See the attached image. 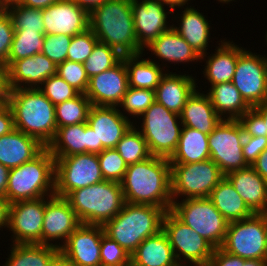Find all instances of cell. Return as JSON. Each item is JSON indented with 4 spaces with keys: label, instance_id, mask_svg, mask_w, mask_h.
<instances>
[{
    "label": "cell",
    "instance_id": "1",
    "mask_svg": "<svg viewBox=\"0 0 267 266\" xmlns=\"http://www.w3.org/2000/svg\"><path fill=\"white\" fill-rule=\"evenodd\" d=\"M121 189L126 203L172 208L171 165L168 158L151 156L128 165Z\"/></svg>",
    "mask_w": 267,
    "mask_h": 266
},
{
    "label": "cell",
    "instance_id": "26",
    "mask_svg": "<svg viewBox=\"0 0 267 266\" xmlns=\"http://www.w3.org/2000/svg\"><path fill=\"white\" fill-rule=\"evenodd\" d=\"M145 49L151 52L152 55H155L159 61H162L159 64L166 69L167 62L171 65L180 63V64H189L190 62H198L201 56L194 51V49L185 41V39L172 27L161 33L150 45ZM166 64H164V62ZM171 62V63H170ZM187 62V63H186ZM176 63V64H175Z\"/></svg>",
    "mask_w": 267,
    "mask_h": 266
},
{
    "label": "cell",
    "instance_id": "14",
    "mask_svg": "<svg viewBox=\"0 0 267 266\" xmlns=\"http://www.w3.org/2000/svg\"><path fill=\"white\" fill-rule=\"evenodd\" d=\"M253 108L267 101V57L247 48L238 56L231 81Z\"/></svg>",
    "mask_w": 267,
    "mask_h": 266
},
{
    "label": "cell",
    "instance_id": "31",
    "mask_svg": "<svg viewBox=\"0 0 267 266\" xmlns=\"http://www.w3.org/2000/svg\"><path fill=\"white\" fill-rule=\"evenodd\" d=\"M143 53L145 52L122 57L127 67L128 87L155 91L161 78L169 70L161 67L155 58L143 59V55L145 56Z\"/></svg>",
    "mask_w": 267,
    "mask_h": 266
},
{
    "label": "cell",
    "instance_id": "7",
    "mask_svg": "<svg viewBox=\"0 0 267 266\" xmlns=\"http://www.w3.org/2000/svg\"><path fill=\"white\" fill-rule=\"evenodd\" d=\"M140 117L138 126V121L134 124L146 140L151 155L169 159L180 139L183 126L180 115L155 101Z\"/></svg>",
    "mask_w": 267,
    "mask_h": 266
},
{
    "label": "cell",
    "instance_id": "36",
    "mask_svg": "<svg viewBox=\"0 0 267 266\" xmlns=\"http://www.w3.org/2000/svg\"><path fill=\"white\" fill-rule=\"evenodd\" d=\"M9 248L2 266H50L60 253L59 248L43 244H11Z\"/></svg>",
    "mask_w": 267,
    "mask_h": 266
},
{
    "label": "cell",
    "instance_id": "8",
    "mask_svg": "<svg viewBox=\"0 0 267 266\" xmlns=\"http://www.w3.org/2000/svg\"><path fill=\"white\" fill-rule=\"evenodd\" d=\"M171 211L215 249L222 246L229 222L215 208L209 198L173 201Z\"/></svg>",
    "mask_w": 267,
    "mask_h": 266
},
{
    "label": "cell",
    "instance_id": "4",
    "mask_svg": "<svg viewBox=\"0 0 267 266\" xmlns=\"http://www.w3.org/2000/svg\"><path fill=\"white\" fill-rule=\"evenodd\" d=\"M166 211L153 205L125 203L121 211L102 227L104 234L131 255L149 236L162 230Z\"/></svg>",
    "mask_w": 267,
    "mask_h": 266
},
{
    "label": "cell",
    "instance_id": "32",
    "mask_svg": "<svg viewBox=\"0 0 267 266\" xmlns=\"http://www.w3.org/2000/svg\"><path fill=\"white\" fill-rule=\"evenodd\" d=\"M206 93L222 119L238 120L251 107L232 82L211 85Z\"/></svg>",
    "mask_w": 267,
    "mask_h": 266
},
{
    "label": "cell",
    "instance_id": "52",
    "mask_svg": "<svg viewBox=\"0 0 267 266\" xmlns=\"http://www.w3.org/2000/svg\"><path fill=\"white\" fill-rule=\"evenodd\" d=\"M206 266H240V257L216 248Z\"/></svg>",
    "mask_w": 267,
    "mask_h": 266
},
{
    "label": "cell",
    "instance_id": "40",
    "mask_svg": "<svg viewBox=\"0 0 267 266\" xmlns=\"http://www.w3.org/2000/svg\"><path fill=\"white\" fill-rule=\"evenodd\" d=\"M11 16L15 31H39L45 34L42 9L11 3L4 7Z\"/></svg>",
    "mask_w": 267,
    "mask_h": 266
},
{
    "label": "cell",
    "instance_id": "23",
    "mask_svg": "<svg viewBox=\"0 0 267 266\" xmlns=\"http://www.w3.org/2000/svg\"><path fill=\"white\" fill-rule=\"evenodd\" d=\"M219 41L221 44H217L219 46H216V51L210 55L205 53L199 62L206 61L202 73L206 78L205 80L210 82V86L232 81L238 56L245 50L244 47H239L233 41L226 39Z\"/></svg>",
    "mask_w": 267,
    "mask_h": 266
},
{
    "label": "cell",
    "instance_id": "50",
    "mask_svg": "<svg viewBox=\"0 0 267 266\" xmlns=\"http://www.w3.org/2000/svg\"><path fill=\"white\" fill-rule=\"evenodd\" d=\"M238 121L243 128L245 136L266 137L264 120L254 108H250Z\"/></svg>",
    "mask_w": 267,
    "mask_h": 266
},
{
    "label": "cell",
    "instance_id": "62",
    "mask_svg": "<svg viewBox=\"0 0 267 266\" xmlns=\"http://www.w3.org/2000/svg\"><path fill=\"white\" fill-rule=\"evenodd\" d=\"M240 266H267V259L240 258Z\"/></svg>",
    "mask_w": 267,
    "mask_h": 266
},
{
    "label": "cell",
    "instance_id": "69",
    "mask_svg": "<svg viewBox=\"0 0 267 266\" xmlns=\"http://www.w3.org/2000/svg\"><path fill=\"white\" fill-rule=\"evenodd\" d=\"M266 37H265V40H266V43H267V31H266V35H265Z\"/></svg>",
    "mask_w": 267,
    "mask_h": 266
},
{
    "label": "cell",
    "instance_id": "11",
    "mask_svg": "<svg viewBox=\"0 0 267 266\" xmlns=\"http://www.w3.org/2000/svg\"><path fill=\"white\" fill-rule=\"evenodd\" d=\"M162 230L180 266L207 265L215 248L171 210L166 211L163 217Z\"/></svg>",
    "mask_w": 267,
    "mask_h": 266
},
{
    "label": "cell",
    "instance_id": "35",
    "mask_svg": "<svg viewBox=\"0 0 267 266\" xmlns=\"http://www.w3.org/2000/svg\"><path fill=\"white\" fill-rule=\"evenodd\" d=\"M47 148L53 157L87 153V122L57 128Z\"/></svg>",
    "mask_w": 267,
    "mask_h": 266
},
{
    "label": "cell",
    "instance_id": "49",
    "mask_svg": "<svg viewBox=\"0 0 267 266\" xmlns=\"http://www.w3.org/2000/svg\"><path fill=\"white\" fill-rule=\"evenodd\" d=\"M15 29L11 16L3 9L0 12V63L8 68V58Z\"/></svg>",
    "mask_w": 267,
    "mask_h": 266
},
{
    "label": "cell",
    "instance_id": "28",
    "mask_svg": "<svg viewBox=\"0 0 267 266\" xmlns=\"http://www.w3.org/2000/svg\"><path fill=\"white\" fill-rule=\"evenodd\" d=\"M181 14L174 15L172 18L178 23V26L172 23V28L176 30L185 41L196 51L200 56L207 53L209 47L210 23L202 12L197 11L194 6L184 7ZM180 15V16H179ZM180 24V25H179Z\"/></svg>",
    "mask_w": 267,
    "mask_h": 266
},
{
    "label": "cell",
    "instance_id": "43",
    "mask_svg": "<svg viewBox=\"0 0 267 266\" xmlns=\"http://www.w3.org/2000/svg\"><path fill=\"white\" fill-rule=\"evenodd\" d=\"M97 155L104 180L120 183L128 165L120 157L118 151L115 148L104 149Z\"/></svg>",
    "mask_w": 267,
    "mask_h": 266
},
{
    "label": "cell",
    "instance_id": "22",
    "mask_svg": "<svg viewBox=\"0 0 267 266\" xmlns=\"http://www.w3.org/2000/svg\"><path fill=\"white\" fill-rule=\"evenodd\" d=\"M57 74V65L43 53L14 61L7 68L9 90L38 88L46 79Z\"/></svg>",
    "mask_w": 267,
    "mask_h": 266
},
{
    "label": "cell",
    "instance_id": "53",
    "mask_svg": "<svg viewBox=\"0 0 267 266\" xmlns=\"http://www.w3.org/2000/svg\"><path fill=\"white\" fill-rule=\"evenodd\" d=\"M14 127L13 113L9 105L5 103L0 104V137L10 133Z\"/></svg>",
    "mask_w": 267,
    "mask_h": 266
},
{
    "label": "cell",
    "instance_id": "55",
    "mask_svg": "<svg viewBox=\"0 0 267 266\" xmlns=\"http://www.w3.org/2000/svg\"><path fill=\"white\" fill-rule=\"evenodd\" d=\"M8 93L7 67L0 63V104L7 101Z\"/></svg>",
    "mask_w": 267,
    "mask_h": 266
},
{
    "label": "cell",
    "instance_id": "60",
    "mask_svg": "<svg viewBox=\"0 0 267 266\" xmlns=\"http://www.w3.org/2000/svg\"><path fill=\"white\" fill-rule=\"evenodd\" d=\"M164 6H167L174 14L176 8H180L179 10H183L184 6L189 7V1L191 0H159Z\"/></svg>",
    "mask_w": 267,
    "mask_h": 266
},
{
    "label": "cell",
    "instance_id": "37",
    "mask_svg": "<svg viewBox=\"0 0 267 266\" xmlns=\"http://www.w3.org/2000/svg\"><path fill=\"white\" fill-rule=\"evenodd\" d=\"M91 106L90 100L83 93L55 105L57 128L87 122Z\"/></svg>",
    "mask_w": 267,
    "mask_h": 266
},
{
    "label": "cell",
    "instance_id": "67",
    "mask_svg": "<svg viewBox=\"0 0 267 266\" xmlns=\"http://www.w3.org/2000/svg\"><path fill=\"white\" fill-rule=\"evenodd\" d=\"M4 9V6L0 3V12Z\"/></svg>",
    "mask_w": 267,
    "mask_h": 266
},
{
    "label": "cell",
    "instance_id": "19",
    "mask_svg": "<svg viewBox=\"0 0 267 266\" xmlns=\"http://www.w3.org/2000/svg\"><path fill=\"white\" fill-rule=\"evenodd\" d=\"M127 89L128 73L122 59L113 68L89 78L85 95L93 106L118 107Z\"/></svg>",
    "mask_w": 267,
    "mask_h": 266
},
{
    "label": "cell",
    "instance_id": "16",
    "mask_svg": "<svg viewBox=\"0 0 267 266\" xmlns=\"http://www.w3.org/2000/svg\"><path fill=\"white\" fill-rule=\"evenodd\" d=\"M75 211L64 197H45L42 244L61 248L68 237L81 225ZM61 240V244L60 241ZM55 241V242H54ZM54 242V243H52Z\"/></svg>",
    "mask_w": 267,
    "mask_h": 266
},
{
    "label": "cell",
    "instance_id": "6",
    "mask_svg": "<svg viewBox=\"0 0 267 266\" xmlns=\"http://www.w3.org/2000/svg\"><path fill=\"white\" fill-rule=\"evenodd\" d=\"M64 198L82 224L92 225L113 219L126 203L121 184L109 180L73 190Z\"/></svg>",
    "mask_w": 267,
    "mask_h": 266
},
{
    "label": "cell",
    "instance_id": "12",
    "mask_svg": "<svg viewBox=\"0 0 267 266\" xmlns=\"http://www.w3.org/2000/svg\"><path fill=\"white\" fill-rule=\"evenodd\" d=\"M244 131L238 120L222 119L208 135L210 159L226 176L248 167L243 152Z\"/></svg>",
    "mask_w": 267,
    "mask_h": 266
},
{
    "label": "cell",
    "instance_id": "18",
    "mask_svg": "<svg viewBox=\"0 0 267 266\" xmlns=\"http://www.w3.org/2000/svg\"><path fill=\"white\" fill-rule=\"evenodd\" d=\"M131 7L137 42L145 51L161 33L172 27L168 22L172 11L159 0H131Z\"/></svg>",
    "mask_w": 267,
    "mask_h": 266
},
{
    "label": "cell",
    "instance_id": "58",
    "mask_svg": "<svg viewBox=\"0 0 267 266\" xmlns=\"http://www.w3.org/2000/svg\"><path fill=\"white\" fill-rule=\"evenodd\" d=\"M9 170L8 167L0 164V197L6 198Z\"/></svg>",
    "mask_w": 267,
    "mask_h": 266
},
{
    "label": "cell",
    "instance_id": "24",
    "mask_svg": "<svg viewBox=\"0 0 267 266\" xmlns=\"http://www.w3.org/2000/svg\"><path fill=\"white\" fill-rule=\"evenodd\" d=\"M166 71L155 90V101L166 109L181 114L187 99L196 90L197 79L192 74ZM197 85V86H196Z\"/></svg>",
    "mask_w": 267,
    "mask_h": 266
},
{
    "label": "cell",
    "instance_id": "20",
    "mask_svg": "<svg viewBox=\"0 0 267 266\" xmlns=\"http://www.w3.org/2000/svg\"><path fill=\"white\" fill-rule=\"evenodd\" d=\"M102 225L81 224L60 248L74 266H101Z\"/></svg>",
    "mask_w": 267,
    "mask_h": 266
},
{
    "label": "cell",
    "instance_id": "64",
    "mask_svg": "<svg viewBox=\"0 0 267 266\" xmlns=\"http://www.w3.org/2000/svg\"><path fill=\"white\" fill-rule=\"evenodd\" d=\"M50 266H74L68 259L59 253L52 261Z\"/></svg>",
    "mask_w": 267,
    "mask_h": 266
},
{
    "label": "cell",
    "instance_id": "57",
    "mask_svg": "<svg viewBox=\"0 0 267 266\" xmlns=\"http://www.w3.org/2000/svg\"><path fill=\"white\" fill-rule=\"evenodd\" d=\"M60 0H19L17 3L25 7L45 9Z\"/></svg>",
    "mask_w": 267,
    "mask_h": 266
},
{
    "label": "cell",
    "instance_id": "68",
    "mask_svg": "<svg viewBox=\"0 0 267 266\" xmlns=\"http://www.w3.org/2000/svg\"><path fill=\"white\" fill-rule=\"evenodd\" d=\"M183 266V265H182ZM188 266H206V265H188Z\"/></svg>",
    "mask_w": 267,
    "mask_h": 266
},
{
    "label": "cell",
    "instance_id": "25",
    "mask_svg": "<svg viewBox=\"0 0 267 266\" xmlns=\"http://www.w3.org/2000/svg\"><path fill=\"white\" fill-rule=\"evenodd\" d=\"M253 213H267V181L252 166L225 176Z\"/></svg>",
    "mask_w": 267,
    "mask_h": 266
},
{
    "label": "cell",
    "instance_id": "56",
    "mask_svg": "<svg viewBox=\"0 0 267 266\" xmlns=\"http://www.w3.org/2000/svg\"><path fill=\"white\" fill-rule=\"evenodd\" d=\"M10 203L5 197H0V230L8 229Z\"/></svg>",
    "mask_w": 267,
    "mask_h": 266
},
{
    "label": "cell",
    "instance_id": "29",
    "mask_svg": "<svg viewBox=\"0 0 267 266\" xmlns=\"http://www.w3.org/2000/svg\"><path fill=\"white\" fill-rule=\"evenodd\" d=\"M183 126L191 127L209 135L222 118L216 113L205 91L196 89L187 99L180 114Z\"/></svg>",
    "mask_w": 267,
    "mask_h": 266
},
{
    "label": "cell",
    "instance_id": "42",
    "mask_svg": "<svg viewBox=\"0 0 267 266\" xmlns=\"http://www.w3.org/2000/svg\"><path fill=\"white\" fill-rule=\"evenodd\" d=\"M155 102V91L151 89H140L128 87L121 104L123 115L137 117V119ZM127 113V115H125Z\"/></svg>",
    "mask_w": 267,
    "mask_h": 266
},
{
    "label": "cell",
    "instance_id": "65",
    "mask_svg": "<svg viewBox=\"0 0 267 266\" xmlns=\"http://www.w3.org/2000/svg\"><path fill=\"white\" fill-rule=\"evenodd\" d=\"M19 0H0V3L5 7L11 3H16L18 2Z\"/></svg>",
    "mask_w": 267,
    "mask_h": 266
},
{
    "label": "cell",
    "instance_id": "48",
    "mask_svg": "<svg viewBox=\"0 0 267 266\" xmlns=\"http://www.w3.org/2000/svg\"><path fill=\"white\" fill-rule=\"evenodd\" d=\"M71 40L72 36L64 34L44 35V44L41 53L58 65L67 60Z\"/></svg>",
    "mask_w": 267,
    "mask_h": 266
},
{
    "label": "cell",
    "instance_id": "27",
    "mask_svg": "<svg viewBox=\"0 0 267 266\" xmlns=\"http://www.w3.org/2000/svg\"><path fill=\"white\" fill-rule=\"evenodd\" d=\"M45 148L36 138L18 129L0 137V164L9 169L32 160Z\"/></svg>",
    "mask_w": 267,
    "mask_h": 266
},
{
    "label": "cell",
    "instance_id": "41",
    "mask_svg": "<svg viewBox=\"0 0 267 266\" xmlns=\"http://www.w3.org/2000/svg\"><path fill=\"white\" fill-rule=\"evenodd\" d=\"M123 55L114 48L98 41L91 55L83 63L87 76L91 78L103 71L109 70L122 60Z\"/></svg>",
    "mask_w": 267,
    "mask_h": 266
},
{
    "label": "cell",
    "instance_id": "2",
    "mask_svg": "<svg viewBox=\"0 0 267 266\" xmlns=\"http://www.w3.org/2000/svg\"><path fill=\"white\" fill-rule=\"evenodd\" d=\"M6 103L15 129L36 138L47 147L57 132L55 105L38 88L9 90Z\"/></svg>",
    "mask_w": 267,
    "mask_h": 266
},
{
    "label": "cell",
    "instance_id": "17",
    "mask_svg": "<svg viewBox=\"0 0 267 266\" xmlns=\"http://www.w3.org/2000/svg\"><path fill=\"white\" fill-rule=\"evenodd\" d=\"M87 124L96 137V154L104 149L115 148L134 120L122 114L119 107L91 106Z\"/></svg>",
    "mask_w": 267,
    "mask_h": 266
},
{
    "label": "cell",
    "instance_id": "46",
    "mask_svg": "<svg viewBox=\"0 0 267 266\" xmlns=\"http://www.w3.org/2000/svg\"><path fill=\"white\" fill-rule=\"evenodd\" d=\"M98 41V38L90 28L80 34L74 35L68 49L67 60L84 63L91 55Z\"/></svg>",
    "mask_w": 267,
    "mask_h": 266
},
{
    "label": "cell",
    "instance_id": "13",
    "mask_svg": "<svg viewBox=\"0 0 267 266\" xmlns=\"http://www.w3.org/2000/svg\"><path fill=\"white\" fill-rule=\"evenodd\" d=\"M54 158L56 196L65 197L73 190L104 180L96 153H82Z\"/></svg>",
    "mask_w": 267,
    "mask_h": 266
},
{
    "label": "cell",
    "instance_id": "21",
    "mask_svg": "<svg viewBox=\"0 0 267 266\" xmlns=\"http://www.w3.org/2000/svg\"><path fill=\"white\" fill-rule=\"evenodd\" d=\"M45 35L74 36L89 28V13L72 0H60L42 9Z\"/></svg>",
    "mask_w": 267,
    "mask_h": 266
},
{
    "label": "cell",
    "instance_id": "54",
    "mask_svg": "<svg viewBox=\"0 0 267 266\" xmlns=\"http://www.w3.org/2000/svg\"><path fill=\"white\" fill-rule=\"evenodd\" d=\"M251 166L267 181V148L257 157L256 161Z\"/></svg>",
    "mask_w": 267,
    "mask_h": 266
},
{
    "label": "cell",
    "instance_id": "45",
    "mask_svg": "<svg viewBox=\"0 0 267 266\" xmlns=\"http://www.w3.org/2000/svg\"><path fill=\"white\" fill-rule=\"evenodd\" d=\"M57 75L79 93H86L89 85V77L87 76L83 63L65 60L57 65Z\"/></svg>",
    "mask_w": 267,
    "mask_h": 266
},
{
    "label": "cell",
    "instance_id": "51",
    "mask_svg": "<svg viewBox=\"0 0 267 266\" xmlns=\"http://www.w3.org/2000/svg\"><path fill=\"white\" fill-rule=\"evenodd\" d=\"M267 148V137L245 136L242 152L246 163L251 166L257 157Z\"/></svg>",
    "mask_w": 267,
    "mask_h": 266
},
{
    "label": "cell",
    "instance_id": "15",
    "mask_svg": "<svg viewBox=\"0 0 267 266\" xmlns=\"http://www.w3.org/2000/svg\"><path fill=\"white\" fill-rule=\"evenodd\" d=\"M45 197L10 204V244H42ZM12 231V232H11Z\"/></svg>",
    "mask_w": 267,
    "mask_h": 266
},
{
    "label": "cell",
    "instance_id": "5",
    "mask_svg": "<svg viewBox=\"0 0 267 266\" xmlns=\"http://www.w3.org/2000/svg\"><path fill=\"white\" fill-rule=\"evenodd\" d=\"M55 195V158L45 147L32 160L9 170L6 199L10 204Z\"/></svg>",
    "mask_w": 267,
    "mask_h": 266
},
{
    "label": "cell",
    "instance_id": "33",
    "mask_svg": "<svg viewBox=\"0 0 267 266\" xmlns=\"http://www.w3.org/2000/svg\"><path fill=\"white\" fill-rule=\"evenodd\" d=\"M210 159L208 135L182 126L177 148L169 158L170 164L197 163Z\"/></svg>",
    "mask_w": 267,
    "mask_h": 266
},
{
    "label": "cell",
    "instance_id": "47",
    "mask_svg": "<svg viewBox=\"0 0 267 266\" xmlns=\"http://www.w3.org/2000/svg\"><path fill=\"white\" fill-rule=\"evenodd\" d=\"M100 257L101 266H130V255L105 234L101 239Z\"/></svg>",
    "mask_w": 267,
    "mask_h": 266
},
{
    "label": "cell",
    "instance_id": "10",
    "mask_svg": "<svg viewBox=\"0 0 267 266\" xmlns=\"http://www.w3.org/2000/svg\"><path fill=\"white\" fill-rule=\"evenodd\" d=\"M221 248L243 259H267V213L230 222Z\"/></svg>",
    "mask_w": 267,
    "mask_h": 266
},
{
    "label": "cell",
    "instance_id": "63",
    "mask_svg": "<svg viewBox=\"0 0 267 266\" xmlns=\"http://www.w3.org/2000/svg\"><path fill=\"white\" fill-rule=\"evenodd\" d=\"M263 118L266 127V137H267V101L253 107Z\"/></svg>",
    "mask_w": 267,
    "mask_h": 266
},
{
    "label": "cell",
    "instance_id": "59",
    "mask_svg": "<svg viewBox=\"0 0 267 266\" xmlns=\"http://www.w3.org/2000/svg\"><path fill=\"white\" fill-rule=\"evenodd\" d=\"M75 2L80 8H83L88 13H90L94 8L99 7L107 0H72Z\"/></svg>",
    "mask_w": 267,
    "mask_h": 266
},
{
    "label": "cell",
    "instance_id": "66",
    "mask_svg": "<svg viewBox=\"0 0 267 266\" xmlns=\"http://www.w3.org/2000/svg\"><path fill=\"white\" fill-rule=\"evenodd\" d=\"M216 1H218V3L220 2V3H222V4H230L232 1H234L235 2V0H216Z\"/></svg>",
    "mask_w": 267,
    "mask_h": 266
},
{
    "label": "cell",
    "instance_id": "34",
    "mask_svg": "<svg viewBox=\"0 0 267 266\" xmlns=\"http://www.w3.org/2000/svg\"><path fill=\"white\" fill-rule=\"evenodd\" d=\"M209 199L229 223L254 214L226 177L212 190Z\"/></svg>",
    "mask_w": 267,
    "mask_h": 266
},
{
    "label": "cell",
    "instance_id": "3",
    "mask_svg": "<svg viewBox=\"0 0 267 266\" xmlns=\"http://www.w3.org/2000/svg\"><path fill=\"white\" fill-rule=\"evenodd\" d=\"M89 28L98 40L123 56L144 52L134 30L131 0H107L89 13Z\"/></svg>",
    "mask_w": 267,
    "mask_h": 266
},
{
    "label": "cell",
    "instance_id": "39",
    "mask_svg": "<svg viewBox=\"0 0 267 266\" xmlns=\"http://www.w3.org/2000/svg\"><path fill=\"white\" fill-rule=\"evenodd\" d=\"M44 35L39 31H15L8 58V67L16 60L40 53L44 44Z\"/></svg>",
    "mask_w": 267,
    "mask_h": 266
},
{
    "label": "cell",
    "instance_id": "61",
    "mask_svg": "<svg viewBox=\"0 0 267 266\" xmlns=\"http://www.w3.org/2000/svg\"><path fill=\"white\" fill-rule=\"evenodd\" d=\"M87 153H96L95 133L88 124H87Z\"/></svg>",
    "mask_w": 267,
    "mask_h": 266
},
{
    "label": "cell",
    "instance_id": "38",
    "mask_svg": "<svg viewBox=\"0 0 267 266\" xmlns=\"http://www.w3.org/2000/svg\"><path fill=\"white\" fill-rule=\"evenodd\" d=\"M115 149L127 165L144 161L152 156L146 140L135 124L123 135Z\"/></svg>",
    "mask_w": 267,
    "mask_h": 266
},
{
    "label": "cell",
    "instance_id": "9",
    "mask_svg": "<svg viewBox=\"0 0 267 266\" xmlns=\"http://www.w3.org/2000/svg\"><path fill=\"white\" fill-rule=\"evenodd\" d=\"M170 165L172 201L180 198H209L212 190L225 177L211 159Z\"/></svg>",
    "mask_w": 267,
    "mask_h": 266
},
{
    "label": "cell",
    "instance_id": "44",
    "mask_svg": "<svg viewBox=\"0 0 267 266\" xmlns=\"http://www.w3.org/2000/svg\"><path fill=\"white\" fill-rule=\"evenodd\" d=\"M38 89L54 104L73 99L79 92L76 91L60 76L52 75L46 79Z\"/></svg>",
    "mask_w": 267,
    "mask_h": 266
},
{
    "label": "cell",
    "instance_id": "30",
    "mask_svg": "<svg viewBox=\"0 0 267 266\" xmlns=\"http://www.w3.org/2000/svg\"><path fill=\"white\" fill-rule=\"evenodd\" d=\"M130 266H180L163 230L146 238L130 255Z\"/></svg>",
    "mask_w": 267,
    "mask_h": 266
}]
</instances>
